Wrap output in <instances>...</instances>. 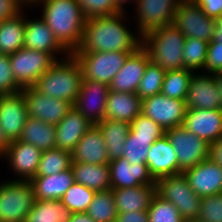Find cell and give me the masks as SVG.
Returning a JSON list of instances; mask_svg holds the SVG:
<instances>
[{
	"mask_svg": "<svg viewBox=\"0 0 222 222\" xmlns=\"http://www.w3.org/2000/svg\"><path fill=\"white\" fill-rule=\"evenodd\" d=\"M22 91L17 84L9 55L0 53V95H12Z\"/></svg>",
	"mask_w": 222,
	"mask_h": 222,
	"instance_id": "cell-45",
	"label": "cell"
},
{
	"mask_svg": "<svg viewBox=\"0 0 222 222\" xmlns=\"http://www.w3.org/2000/svg\"><path fill=\"white\" fill-rule=\"evenodd\" d=\"M72 214L61 200H35L24 222H69Z\"/></svg>",
	"mask_w": 222,
	"mask_h": 222,
	"instance_id": "cell-33",
	"label": "cell"
},
{
	"mask_svg": "<svg viewBox=\"0 0 222 222\" xmlns=\"http://www.w3.org/2000/svg\"><path fill=\"white\" fill-rule=\"evenodd\" d=\"M203 12L216 20L222 19V0H193Z\"/></svg>",
	"mask_w": 222,
	"mask_h": 222,
	"instance_id": "cell-48",
	"label": "cell"
},
{
	"mask_svg": "<svg viewBox=\"0 0 222 222\" xmlns=\"http://www.w3.org/2000/svg\"><path fill=\"white\" fill-rule=\"evenodd\" d=\"M34 202L29 180L0 181V222H24Z\"/></svg>",
	"mask_w": 222,
	"mask_h": 222,
	"instance_id": "cell-5",
	"label": "cell"
},
{
	"mask_svg": "<svg viewBox=\"0 0 222 222\" xmlns=\"http://www.w3.org/2000/svg\"><path fill=\"white\" fill-rule=\"evenodd\" d=\"M19 140L36 146L41 152L48 151L55 148L56 127L42 120L28 117Z\"/></svg>",
	"mask_w": 222,
	"mask_h": 222,
	"instance_id": "cell-30",
	"label": "cell"
},
{
	"mask_svg": "<svg viewBox=\"0 0 222 222\" xmlns=\"http://www.w3.org/2000/svg\"><path fill=\"white\" fill-rule=\"evenodd\" d=\"M118 213L148 211L156 194V185H139L130 188L112 189Z\"/></svg>",
	"mask_w": 222,
	"mask_h": 222,
	"instance_id": "cell-26",
	"label": "cell"
},
{
	"mask_svg": "<svg viewBox=\"0 0 222 222\" xmlns=\"http://www.w3.org/2000/svg\"><path fill=\"white\" fill-rule=\"evenodd\" d=\"M217 20L207 16L193 0H182L174 15L173 24L185 37L210 42Z\"/></svg>",
	"mask_w": 222,
	"mask_h": 222,
	"instance_id": "cell-10",
	"label": "cell"
},
{
	"mask_svg": "<svg viewBox=\"0 0 222 222\" xmlns=\"http://www.w3.org/2000/svg\"><path fill=\"white\" fill-rule=\"evenodd\" d=\"M86 213L94 222H116L118 212L112 189L96 191Z\"/></svg>",
	"mask_w": 222,
	"mask_h": 222,
	"instance_id": "cell-34",
	"label": "cell"
},
{
	"mask_svg": "<svg viewBox=\"0 0 222 222\" xmlns=\"http://www.w3.org/2000/svg\"><path fill=\"white\" fill-rule=\"evenodd\" d=\"M216 81V86L219 91V95L221 97V108H222V73L212 74Z\"/></svg>",
	"mask_w": 222,
	"mask_h": 222,
	"instance_id": "cell-54",
	"label": "cell"
},
{
	"mask_svg": "<svg viewBox=\"0 0 222 222\" xmlns=\"http://www.w3.org/2000/svg\"><path fill=\"white\" fill-rule=\"evenodd\" d=\"M83 79L82 69L75 57L70 54L59 59L32 86L39 93L75 104Z\"/></svg>",
	"mask_w": 222,
	"mask_h": 222,
	"instance_id": "cell-3",
	"label": "cell"
},
{
	"mask_svg": "<svg viewBox=\"0 0 222 222\" xmlns=\"http://www.w3.org/2000/svg\"><path fill=\"white\" fill-rule=\"evenodd\" d=\"M41 151L34 145L16 140L9 142L3 155L17 180H31L36 176Z\"/></svg>",
	"mask_w": 222,
	"mask_h": 222,
	"instance_id": "cell-16",
	"label": "cell"
},
{
	"mask_svg": "<svg viewBox=\"0 0 222 222\" xmlns=\"http://www.w3.org/2000/svg\"><path fill=\"white\" fill-rule=\"evenodd\" d=\"M202 71L211 75L222 73V47H208L206 62Z\"/></svg>",
	"mask_w": 222,
	"mask_h": 222,
	"instance_id": "cell-46",
	"label": "cell"
},
{
	"mask_svg": "<svg viewBox=\"0 0 222 222\" xmlns=\"http://www.w3.org/2000/svg\"><path fill=\"white\" fill-rule=\"evenodd\" d=\"M24 8V5H28L29 7H33L32 4H34L35 6L37 5V3L40 0H17Z\"/></svg>",
	"mask_w": 222,
	"mask_h": 222,
	"instance_id": "cell-55",
	"label": "cell"
},
{
	"mask_svg": "<svg viewBox=\"0 0 222 222\" xmlns=\"http://www.w3.org/2000/svg\"><path fill=\"white\" fill-rule=\"evenodd\" d=\"M135 1H136V0H120V2L122 3L123 6H125V4H126L127 2H128V4H129V3L132 4V3L135 2Z\"/></svg>",
	"mask_w": 222,
	"mask_h": 222,
	"instance_id": "cell-56",
	"label": "cell"
},
{
	"mask_svg": "<svg viewBox=\"0 0 222 222\" xmlns=\"http://www.w3.org/2000/svg\"><path fill=\"white\" fill-rule=\"evenodd\" d=\"M149 61V54L141 45L129 55L109 84V89L115 92L136 93Z\"/></svg>",
	"mask_w": 222,
	"mask_h": 222,
	"instance_id": "cell-18",
	"label": "cell"
},
{
	"mask_svg": "<svg viewBox=\"0 0 222 222\" xmlns=\"http://www.w3.org/2000/svg\"><path fill=\"white\" fill-rule=\"evenodd\" d=\"M193 73L185 68L166 71L161 93L173 99L185 100Z\"/></svg>",
	"mask_w": 222,
	"mask_h": 222,
	"instance_id": "cell-36",
	"label": "cell"
},
{
	"mask_svg": "<svg viewBox=\"0 0 222 222\" xmlns=\"http://www.w3.org/2000/svg\"><path fill=\"white\" fill-rule=\"evenodd\" d=\"M27 118V106L22 92L0 95V127L8 142L19 140Z\"/></svg>",
	"mask_w": 222,
	"mask_h": 222,
	"instance_id": "cell-15",
	"label": "cell"
},
{
	"mask_svg": "<svg viewBox=\"0 0 222 222\" xmlns=\"http://www.w3.org/2000/svg\"><path fill=\"white\" fill-rule=\"evenodd\" d=\"M183 126L208 144L222 136V109H186Z\"/></svg>",
	"mask_w": 222,
	"mask_h": 222,
	"instance_id": "cell-20",
	"label": "cell"
},
{
	"mask_svg": "<svg viewBox=\"0 0 222 222\" xmlns=\"http://www.w3.org/2000/svg\"><path fill=\"white\" fill-rule=\"evenodd\" d=\"M185 104L186 108L189 109H222L221 97L214 76L203 72H194L190 80Z\"/></svg>",
	"mask_w": 222,
	"mask_h": 222,
	"instance_id": "cell-17",
	"label": "cell"
},
{
	"mask_svg": "<svg viewBox=\"0 0 222 222\" xmlns=\"http://www.w3.org/2000/svg\"><path fill=\"white\" fill-rule=\"evenodd\" d=\"M146 164L155 180L179 174L177 155L166 134L151 145Z\"/></svg>",
	"mask_w": 222,
	"mask_h": 222,
	"instance_id": "cell-24",
	"label": "cell"
},
{
	"mask_svg": "<svg viewBox=\"0 0 222 222\" xmlns=\"http://www.w3.org/2000/svg\"><path fill=\"white\" fill-rule=\"evenodd\" d=\"M86 18L110 16L125 10L120 0H77Z\"/></svg>",
	"mask_w": 222,
	"mask_h": 222,
	"instance_id": "cell-42",
	"label": "cell"
},
{
	"mask_svg": "<svg viewBox=\"0 0 222 222\" xmlns=\"http://www.w3.org/2000/svg\"><path fill=\"white\" fill-rule=\"evenodd\" d=\"M9 59L15 80L21 88L32 87L58 61L50 53L25 47L9 55Z\"/></svg>",
	"mask_w": 222,
	"mask_h": 222,
	"instance_id": "cell-8",
	"label": "cell"
},
{
	"mask_svg": "<svg viewBox=\"0 0 222 222\" xmlns=\"http://www.w3.org/2000/svg\"><path fill=\"white\" fill-rule=\"evenodd\" d=\"M109 85L82 79L80 93L73 105L93 125L105 119Z\"/></svg>",
	"mask_w": 222,
	"mask_h": 222,
	"instance_id": "cell-14",
	"label": "cell"
},
{
	"mask_svg": "<svg viewBox=\"0 0 222 222\" xmlns=\"http://www.w3.org/2000/svg\"><path fill=\"white\" fill-rule=\"evenodd\" d=\"M208 47H222V19L217 20L214 27L213 37L209 42Z\"/></svg>",
	"mask_w": 222,
	"mask_h": 222,
	"instance_id": "cell-51",
	"label": "cell"
},
{
	"mask_svg": "<svg viewBox=\"0 0 222 222\" xmlns=\"http://www.w3.org/2000/svg\"><path fill=\"white\" fill-rule=\"evenodd\" d=\"M74 182L82 184L94 191L111 189L109 164H86L72 162Z\"/></svg>",
	"mask_w": 222,
	"mask_h": 222,
	"instance_id": "cell-29",
	"label": "cell"
},
{
	"mask_svg": "<svg viewBox=\"0 0 222 222\" xmlns=\"http://www.w3.org/2000/svg\"><path fill=\"white\" fill-rule=\"evenodd\" d=\"M208 44L209 42L198 38L186 37L182 55L185 69L202 72L206 62Z\"/></svg>",
	"mask_w": 222,
	"mask_h": 222,
	"instance_id": "cell-37",
	"label": "cell"
},
{
	"mask_svg": "<svg viewBox=\"0 0 222 222\" xmlns=\"http://www.w3.org/2000/svg\"><path fill=\"white\" fill-rule=\"evenodd\" d=\"M26 25L24 30V47L36 51H44L52 54L57 60L62 55V59L70 54L60 45L51 29L42 18L28 20L25 17ZM58 54V56H57ZM61 54V55H59ZM57 56V57H56Z\"/></svg>",
	"mask_w": 222,
	"mask_h": 222,
	"instance_id": "cell-22",
	"label": "cell"
},
{
	"mask_svg": "<svg viewBox=\"0 0 222 222\" xmlns=\"http://www.w3.org/2000/svg\"><path fill=\"white\" fill-rule=\"evenodd\" d=\"M116 222H149L148 211L118 213Z\"/></svg>",
	"mask_w": 222,
	"mask_h": 222,
	"instance_id": "cell-49",
	"label": "cell"
},
{
	"mask_svg": "<svg viewBox=\"0 0 222 222\" xmlns=\"http://www.w3.org/2000/svg\"><path fill=\"white\" fill-rule=\"evenodd\" d=\"M182 0H136L137 34L143 37L150 31L173 24L174 15Z\"/></svg>",
	"mask_w": 222,
	"mask_h": 222,
	"instance_id": "cell-11",
	"label": "cell"
},
{
	"mask_svg": "<svg viewBox=\"0 0 222 222\" xmlns=\"http://www.w3.org/2000/svg\"><path fill=\"white\" fill-rule=\"evenodd\" d=\"M9 142L6 140L2 129L0 127V160L3 158V155L8 147Z\"/></svg>",
	"mask_w": 222,
	"mask_h": 222,
	"instance_id": "cell-53",
	"label": "cell"
},
{
	"mask_svg": "<svg viewBox=\"0 0 222 222\" xmlns=\"http://www.w3.org/2000/svg\"><path fill=\"white\" fill-rule=\"evenodd\" d=\"M96 126L102 132L107 145L109 160L122 157L124 143L130 131V124L119 120L104 119L98 122Z\"/></svg>",
	"mask_w": 222,
	"mask_h": 222,
	"instance_id": "cell-31",
	"label": "cell"
},
{
	"mask_svg": "<svg viewBox=\"0 0 222 222\" xmlns=\"http://www.w3.org/2000/svg\"><path fill=\"white\" fill-rule=\"evenodd\" d=\"M72 162L86 164H109L107 145L102 132L93 125L72 151Z\"/></svg>",
	"mask_w": 222,
	"mask_h": 222,
	"instance_id": "cell-25",
	"label": "cell"
},
{
	"mask_svg": "<svg viewBox=\"0 0 222 222\" xmlns=\"http://www.w3.org/2000/svg\"><path fill=\"white\" fill-rule=\"evenodd\" d=\"M183 173L198 196L222 193V169L211 159L208 158Z\"/></svg>",
	"mask_w": 222,
	"mask_h": 222,
	"instance_id": "cell-21",
	"label": "cell"
},
{
	"mask_svg": "<svg viewBox=\"0 0 222 222\" xmlns=\"http://www.w3.org/2000/svg\"><path fill=\"white\" fill-rule=\"evenodd\" d=\"M197 219L201 222H222V193L201 197Z\"/></svg>",
	"mask_w": 222,
	"mask_h": 222,
	"instance_id": "cell-43",
	"label": "cell"
},
{
	"mask_svg": "<svg viewBox=\"0 0 222 222\" xmlns=\"http://www.w3.org/2000/svg\"><path fill=\"white\" fill-rule=\"evenodd\" d=\"M24 12L0 22V53L11 55L24 47Z\"/></svg>",
	"mask_w": 222,
	"mask_h": 222,
	"instance_id": "cell-32",
	"label": "cell"
},
{
	"mask_svg": "<svg viewBox=\"0 0 222 222\" xmlns=\"http://www.w3.org/2000/svg\"><path fill=\"white\" fill-rule=\"evenodd\" d=\"M165 74L166 71L150 60L136 91L139 98L143 100L146 97L161 93Z\"/></svg>",
	"mask_w": 222,
	"mask_h": 222,
	"instance_id": "cell-38",
	"label": "cell"
},
{
	"mask_svg": "<svg viewBox=\"0 0 222 222\" xmlns=\"http://www.w3.org/2000/svg\"><path fill=\"white\" fill-rule=\"evenodd\" d=\"M69 222H94L93 219L86 213H73Z\"/></svg>",
	"mask_w": 222,
	"mask_h": 222,
	"instance_id": "cell-52",
	"label": "cell"
},
{
	"mask_svg": "<svg viewBox=\"0 0 222 222\" xmlns=\"http://www.w3.org/2000/svg\"><path fill=\"white\" fill-rule=\"evenodd\" d=\"M157 139L158 138L135 137V135L129 131L124 143V153L122 157L126 158L130 164H146L150 147Z\"/></svg>",
	"mask_w": 222,
	"mask_h": 222,
	"instance_id": "cell-40",
	"label": "cell"
},
{
	"mask_svg": "<svg viewBox=\"0 0 222 222\" xmlns=\"http://www.w3.org/2000/svg\"><path fill=\"white\" fill-rule=\"evenodd\" d=\"M209 159L222 169V136L209 144Z\"/></svg>",
	"mask_w": 222,
	"mask_h": 222,
	"instance_id": "cell-50",
	"label": "cell"
},
{
	"mask_svg": "<svg viewBox=\"0 0 222 222\" xmlns=\"http://www.w3.org/2000/svg\"><path fill=\"white\" fill-rule=\"evenodd\" d=\"M35 200H61L74 183L72 169L50 176H35L30 180Z\"/></svg>",
	"mask_w": 222,
	"mask_h": 222,
	"instance_id": "cell-28",
	"label": "cell"
},
{
	"mask_svg": "<svg viewBox=\"0 0 222 222\" xmlns=\"http://www.w3.org/2000/svg\"><path fill=\"white\" fill-rule=\"evenodd\" d=\"M130 131L135 137L160 138L165 134V130L151 118L140 113L131 123Z\"/></svg>",
	"mask_w": 222,
	"mask_h": 222,
	"instance_id": "cell-44",
	"label": "cell"
},
{
	"mask_svg": "<svg viewBox=\"0 0 222 222\" xmlns=\"http://www.w3.org/2000/svg\"><path fill=\"white\" fill-rule=\"evenodd\" d=\"M133 52H74L72 55L81 66L84 79L109 85Z\"/></svg>",
	"mask_w": 222,
	"mask_h": 222,
	"instance_id": "cell-7",
	"label": "cell"
},
{
	"mask_svg": "<svg viewBox=\"0 0 222 222\" xmlns=\"http://www.w3.org/2000/svg\"><path fill=\"white\" fill-rule=\"evenodd\" d=\"M142 100L136 93L109 90L105 119L119 120L130 124L140 113Z\"/></svg>",
	"mask_w": 222,
	"mask_h": 222,
	"instance_id": "cell-27",
	"label": "cell"
},
{
	"mask_svg": "<svg viewBox=\"0 0 222 222\" xmlns=\"http://www.w3.org/2000/svg\"><path fill=\"white\" fill-rule=\"evenodd\" d=\"M72 166V152L53 148L41 153L36 176H50L70 169Z\"/></svg>",
	"mask_w": 222,
	"mask_h": 222,
	"instance_id": "cell-35",
	"label": "cell"
},
{
	"mask_svg": "<svg viewBox=\"0 0 222 222\" xmlns=\"http://www.w3.org/2000/svg\"><path fill=\"white\" fill-rule=\"evenodd\" d=\"M55 127V148L72 152L83 135L93 127V124L72 106Z\"/></svg>",
	"mask_w": 222,
	"mask_h": 222,
	"instance_id": "cell-23",
	"label": "cell"
},
{
	"mask_svg": "<svg viewBox=\"0 0 222 222\" xmlns=\"http://www.w3.org/2000/svg\"><path fill=\"white\" fill-rule=\"evenodd\" d=\"M111 189L130 188L139 185H156L147 164H130L119 157L109 162Z\"/></svg>",
	"mask_w": 222,
	"mask_h": 222,
	"instance_id": "cell-19",
	"label": "cell"
},
{
	"mask_svg": "<svg viewBox=\"0 0 222 222\" xmlns=\"http://www.w3.org/2000/svg\"><path fill=\"white\" fill-rule=\"evenodd\" d=\"M177 155L179 174L209 158V144L183 125L165 130Z\"/></svg>",
	"mask_w": 222,
	"mask_h": 222,
	"instance_id": "cell-9",
	"label": "cell"
},
{
	"mask_svg": "<svg viewBox=\"0 0 222 222\" xmlns=\"http://www.w3.org/2000/svg\"><path fill=\"white\" fill-rule=\"evenodd\" d=\"M96 191L74 182L61 198V202L72 213L86 212Z\"/></svg>",
	"mask_w": 222,
	"mask_h": 222,
	"instance_id": "cell-39",
	"label": "cell"
},
{
	"mask_svg": "<svg viewBox=\"0 0 222 222\" xmlns=\"http://www.w3.org/2000/svg\"><path fill=\"white\" fill-rule=\"evenodd\" d=\"M186 109L185 100L158 93L142 100L141 113L168 130L183 125Z\"/></svg>",
	"mask_w": 222,
	"mask_h": 222,
	"instance_id": "cell-12",
	"label": "cell"
},
{
	"mask_svg": "<svg viewBox=\"0 0 222 222\" xmlns=\"http://www.w3.org/2000/svg\"><path fill=\"white\" fill-rule=\"evenodd\" d=\"M27 106L28 117L42 120L56 126L72 108L65 100L39 93L33 87L22 88L21 91Z\"/></svg>",
	"mask_w": 222,
	"mask_h": 222,
	"instance_id": "cell-13",
	"label": "cell"
},
{
	"mask_svg": "<svg viewBox=\"0 0 222 222\" xmlns=\"http://www.w3.org/2000/svg\"><path fill=\"white\" fill-rule=\"evenodd\" d=\"M41 18L60 45L73 54L81 45L86 17L77 0H40Z\"/></svg>",
	"mask_w": 222,
	"mask_h": 222,
	"instance_id": "cell-2",
	"label": "cell"
},
{
	"mask_svg": "<svg viewBox=\"0 0 222 222\" xmlns=\"http://www.w3.org/2000/svg\"><path fill=\"white\" fill-rule=\"evenodd\" d=\"M184 222H201L198 219H193V220H185Z\"/></svg>",
	"mask_w": 222,
	"mask_h": 222,
	"instance_id": "cell-57",
	"label": "cell"
},
{
	"mask_svg": "<svg viewBox=\"0 0 222 222\" xmlns=\"http://www.w3.org/2000/svg\"><path fill=\"white\" fill-rule=\"evenodd\" d=\"M23 11L17 0H0V22L11 19Z\"/></svg>",
	"mask_w": 222,
	"mask_h": 222,
	"instance_id": "cell-47",
	"label": "cell"
},
{
	"mask_svg": "<svg viewBox=\"0 0 222 222\" xmlns=\"http://www.w3.org/2000/svg\"><path fill=\"white\" fill-rule=\"evenodd\" d=\"M186 37L174 25H167L148 32L142 37V46L150 60L162 70L183 69V47Z\"/></svg>",
	"mask_w": 222,
	"mask_h": 222,
	"instance_id": "cell-4",
	"label": "cell"
},
{
	"mask_svg": "<svg viewBox=\"0 0 222 222\" xmlns=\"http://www.w3.org/2000/svg\"><path fill=\"white\" fill-rule=\"evenodd\" d=\"M156 193L170 201L179 210L184 220L199 217L201 197L192 190L184 173L157 179Z\"/></svg>",
	"mask_w": 222,
	"mask_h": 222,
	"instance_id": "cell-6",
	"label": "cell"
},
{
	"mask_svg": "<svg viewBox=\"0 0 222 222\" xmlns=\"http://www.w3.org/2000/svg\"><path fill=\"white\" fill-rule=\"evenodd\" d=\"M126 12L87 18L81 45L75 52H134L142 45V37L126 26Z\"/></svg>",
	"mask_w": 222,
	"mask_h": 222,
	"instance_id": "cell-1",
	"label": "cell"
},
{
	"mask_svg": "<svg viewBox=\"0 0 222 222\" xmlns=\"http://www.w3.org/2000/svg\"><path fill=\"white\" fill-rule=\"evenodd\" d=\"M149 222H184L179 210L157 193L154 195L148 208Z\"/></svg>",
	"mask_w": 222,
	"mask_h": 222,
	"instance_id": "cell-41",
	"label": "cell"
}]
</instances>
